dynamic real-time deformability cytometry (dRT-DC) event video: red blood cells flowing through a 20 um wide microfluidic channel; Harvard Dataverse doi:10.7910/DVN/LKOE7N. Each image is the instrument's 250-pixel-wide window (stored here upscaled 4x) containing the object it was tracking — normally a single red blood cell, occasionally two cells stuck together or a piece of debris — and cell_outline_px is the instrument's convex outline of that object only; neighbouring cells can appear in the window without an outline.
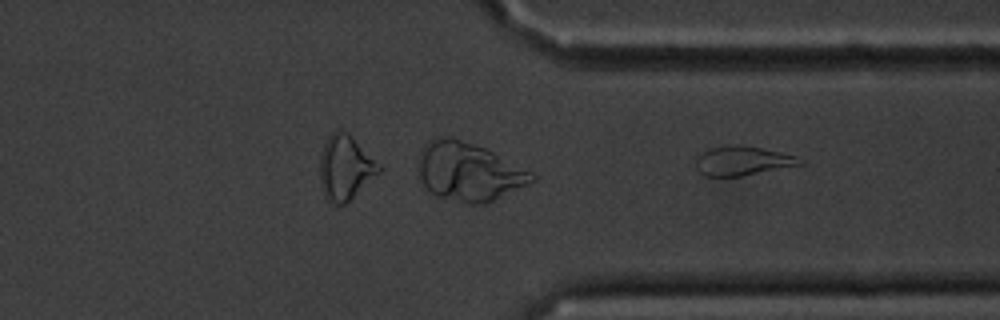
{"species": "common noctule bat (a hibernating species)", "species_latin": "Nyctalus noctula", "temperature_condition": "cold", "stored_images_in_passage": 12, "camera_frame_rate_fps": 3000, "um_per_image_px": 0.085, "animal": {"sex": "male", "body_mass_g": 20.1, "forearm_length_mm": 53.5}, "frame": {"image": 1, "passage_image": 12, "time_ms": 12.667, "image_size_px": [1000, 320], "cell_outline_px": [[804, 164], [740, 176], [704, 176], [696, 168], [696, 156], [700, 152], [708, 148], [740, 144], [760, 148], [796, 156], [804, 160]], "centroid_in_image_um": [63.08, 13.67], "position_along_channel_um": 348.3, "area_um2": 17.69}}